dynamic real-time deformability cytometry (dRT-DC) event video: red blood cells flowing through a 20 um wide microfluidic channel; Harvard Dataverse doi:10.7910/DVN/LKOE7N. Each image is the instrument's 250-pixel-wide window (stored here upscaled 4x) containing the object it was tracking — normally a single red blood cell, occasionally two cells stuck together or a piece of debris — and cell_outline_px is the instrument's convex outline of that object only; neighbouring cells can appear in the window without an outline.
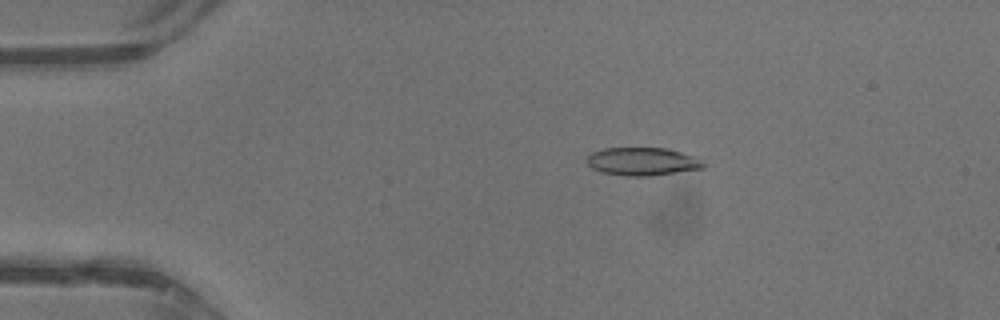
{"species": "common noctule bat (a hibernating species)", "species_latin": "Nyctalus noctula", "temperature_condition": "warm", "stored_images_in_passage": 43, "camera_frame_rate_fps": 3000, "um_per_image_px": 0.085, "animal": {"sex": "male", "body_mass_g": 13.3}, "frame": {"image": 1, "passage_image": 9, "time_ms": 2.667, "image_size_px": [1000, 320], "cell_outline_px": [[708, 164], [704, 168], [648, 176], [624, 176], [600, 172], [592, 168], [584, 160], [592, 152], [604, 148], [668, 148], [696, 156]], "centroid_in_image_um": [54.62, 13.72], "position_along_channel_um": 30.4, "area_um2": 19.31}}
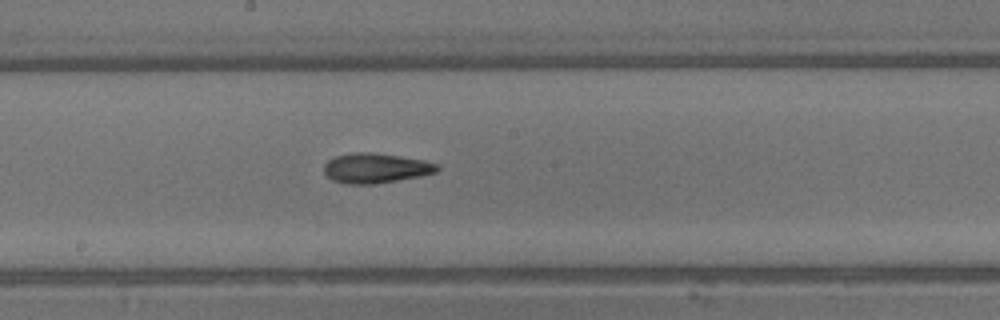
{"frame": {"image": 2, "passage_image": 24, "time_ms": 7.667, "image_size_px": [1000, 320], "cell_outline_px": [[440, 168], [436, 172], [420, 176], [372, 184], [344, 184], [332, 180], [324, 172], [324, 164], [328, 160], [336, 156], [352, 152], [368, 152], [400, 156], [424, 160], [440, 164]], "centroid_in_image_um": [31.93, 14.28], "position_along_channel_um": 216.3, "area_um2": 19.71}}
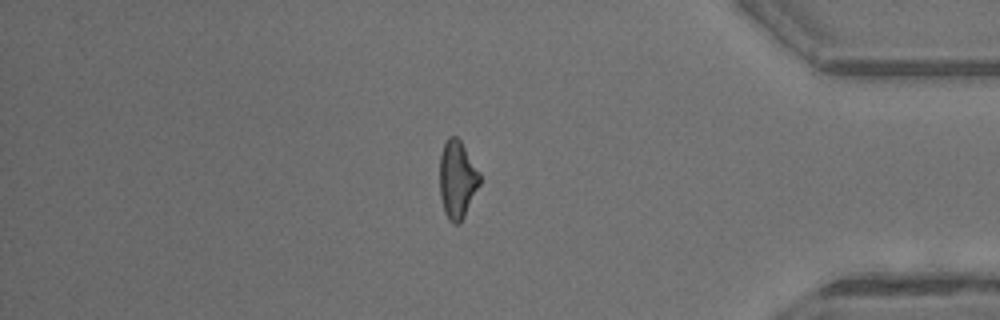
{"frame": {"image": 3, "passage_image": 37, "time_ms": 12.0, "image_size_px": [1000, 320], "cell_outline_px": [[480, 184], [460, 224], [452, 224], [448, 220], [444, 212], [440, 196], [440, 156], [444, 144], [448, 136], [456, 136], [460, 140], [480, 172]], "centroid_in_image_um": [38.86, 15.27], "position_along_channel_um": 396.3, "area_um2": 18.21}, "authors_computed_cell_mechanics": {"area_um2": 18.8428, "velocity_mm_per_s": 4.8736, "shape_relaxation_time_tau1_ms": 5.4222, "shape_relaxation_time_tau2_ms": 3.2005, "deformation_change_tau1": 0.2029, "deformation_change_tau2": 0.1397}}